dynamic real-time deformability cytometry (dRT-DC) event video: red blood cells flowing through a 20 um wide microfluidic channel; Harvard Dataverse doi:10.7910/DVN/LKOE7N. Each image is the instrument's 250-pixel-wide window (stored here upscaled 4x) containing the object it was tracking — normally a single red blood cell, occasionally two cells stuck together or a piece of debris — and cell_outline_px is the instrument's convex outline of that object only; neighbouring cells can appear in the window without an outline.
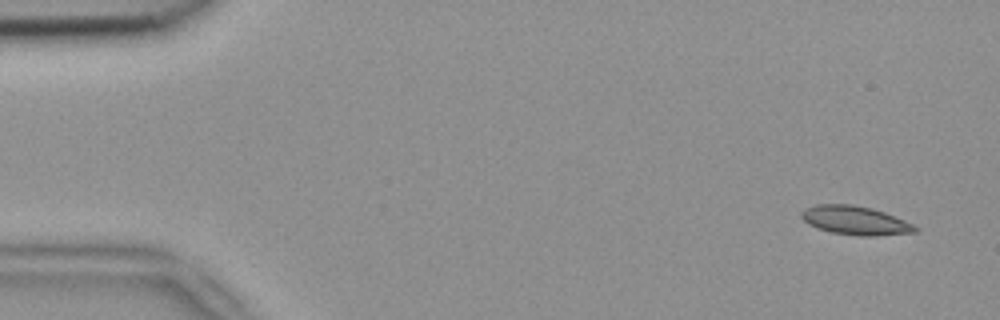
{"species": "common noctule bat (a hibernating species)", "species_latin": "Nyctalus noctula", "temperature_condition": "room temperature", "stored_images_in_passage": 5, "camera_frame_rate_fps": 3000, "um_per_image_px": 0.085, "animal": {"sex": "female", "body_mass_g": 18.4}, "frame": {"image": 1, "passage_image": 1, "time_ms": 0.0, "image_size_px": [1000, 320], "cell_outline_px": [[920, 228], [916, 232], [876, 236], [860, 236], [832, 232], [808, 224], [800, 216], [800, 212], [804, 208], [816, 204], [852, 204], [872, 208], [884, 212], [904, 220]], "centroid_in_image_um": [72.69, 18.73], "position_along_channel_um": 12.3, "area_um2": 19.07}}